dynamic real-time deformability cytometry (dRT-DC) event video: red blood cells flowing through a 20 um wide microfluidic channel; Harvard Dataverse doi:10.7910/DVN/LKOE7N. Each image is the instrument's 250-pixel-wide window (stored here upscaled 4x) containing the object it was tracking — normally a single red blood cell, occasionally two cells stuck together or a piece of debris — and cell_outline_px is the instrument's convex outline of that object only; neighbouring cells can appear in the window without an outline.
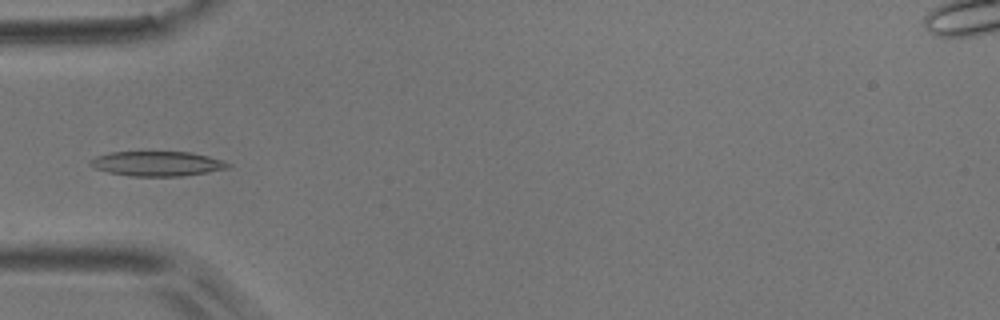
{"species": "common noctule bat (a hibernating species)", "species_latin": "Nyctalus noctula", "temperature_condition": "room temperature", "stored_images_in_passage": 7, "camera_frame_rate_fps": 3000, "um_per_image_px": 0.085, "animal": {"sex": "male", "body_mass_g": 17.9}, "frame": {"image": 1, "passage_image": 5, "time_ms": 4.667, "image_size_px": [1000, 320], "cell_outline_px": [[232, 168], [208, 172], [180, 176], [128, 176], [108, 172], [92, 168], [88, 164], [88, 160], [96, 156], [112, 152], [192, 152], [208, 156], [232, 164]], "centroid_in_image_um": [13.34, 13.91], "position_along_channel_um": 71.7, "area_um2": 20.06}}
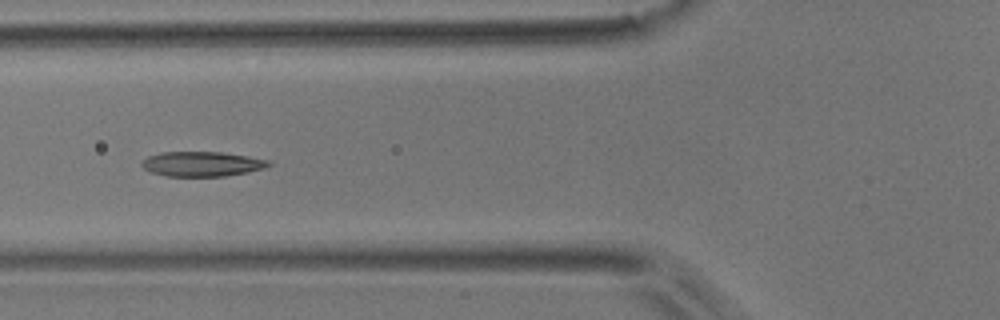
{"frame": {"image": 2, "passage_image": 6, "time_ms": 5.667, "image_size_px": [1000, 320], "cell_outline_px": [[272, 164], [264, 168], [248, 172], [224, 176], [168, 176], [148, 172], [140, 164], [148, 156], [160, 152], [220, 152], [248, 156], [272, 160]], "centroid_in_image_um": [17.18, 13.93], "position_along_channel_um": 108.6, "area_um2": 18.44}}
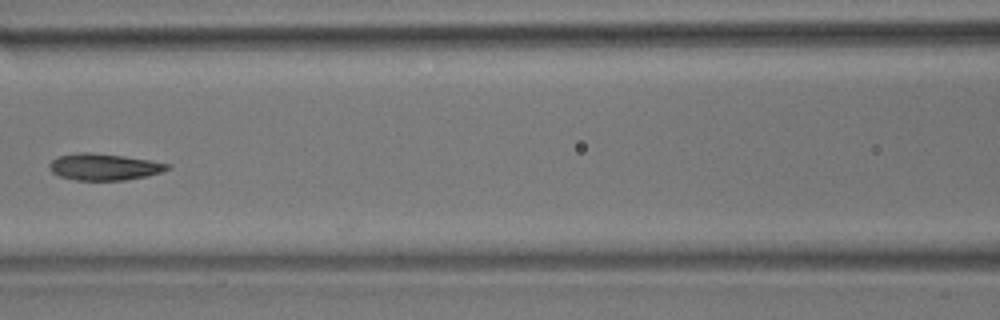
{"frame": {"image": 3, "passage_image": 7, "time_ms": 7.0, "image_size_px": [1000, 320], "cell_outline_px": [[172, 168], [148, 176], [124, 180], [72, 180], [60, 176], [52, 172], [48, 164], [56, 156], [80, 152], [88, 152], [124, 156], [148, 160], [168, 164]], "centroid_in_image_um": [8.81, 14.18], "position_along_channel_um": 157.8, "area_um2": 18.26}}